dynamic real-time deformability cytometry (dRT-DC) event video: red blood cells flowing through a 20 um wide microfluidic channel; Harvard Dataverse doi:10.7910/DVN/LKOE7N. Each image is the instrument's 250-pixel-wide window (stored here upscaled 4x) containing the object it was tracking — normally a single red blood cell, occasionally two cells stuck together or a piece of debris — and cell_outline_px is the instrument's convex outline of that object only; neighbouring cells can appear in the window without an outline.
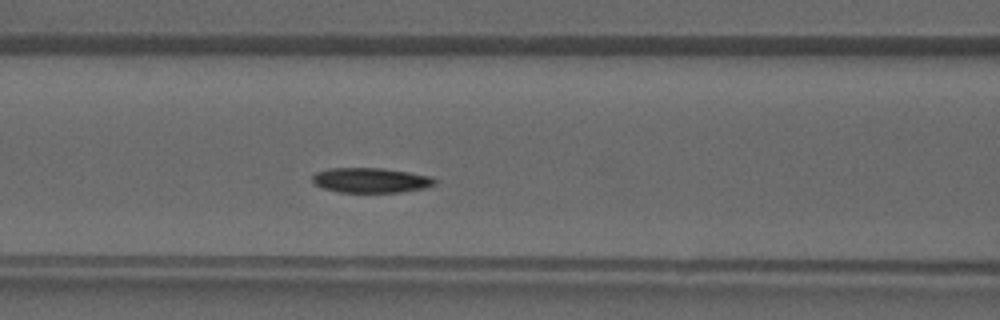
{"species": "common noctule bat (a hibernating species)", "species_latin": "Nyctalus noctula", "temperature_condition": "warm", "stored_images_in_passage": 36, "camera_frame_rate_fps": 3000, "um_per_image_px": 0.085, "animal": {"sex": "male", "forearm_length_mm": 52.5}, "frame": {"image": 1, "passage_image": 12, "time_ms": 3.667, "image_size_px": [1000, 320], "cell_outline_px": [[440, 180], [436, 184], [424, 188], [400, 192], [340, 192], [324, 188], [316, 184], [312, 180], [312, 176], [316, 172], [328, 168], [384, 168], [432, 176]], "centroid_in_image_um": [31.57, 15.31], "position_along_channel_um": 135.0, "area_um2": 17.86}}
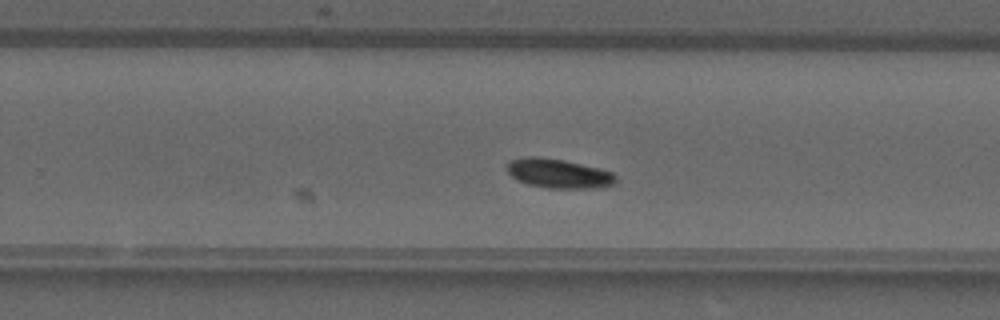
{"frame": {"image": 2, "passage_image": 21, "time_ms": 6.667, "image_size_px": [1000, 320], "cell_outline_px": [[616, 184], [600, 188], [548, 188], [528, 184], [516, 180], [508, 172], [508, 164], [512, 160], [524, 156], [536, 156], [564, 160], [600, 168], [612, 172], [616, 176]], "centroid_in_image_um": [47.52, 14.75], "position_along_channel_um": 282.3, "area_um2": 18.67}}
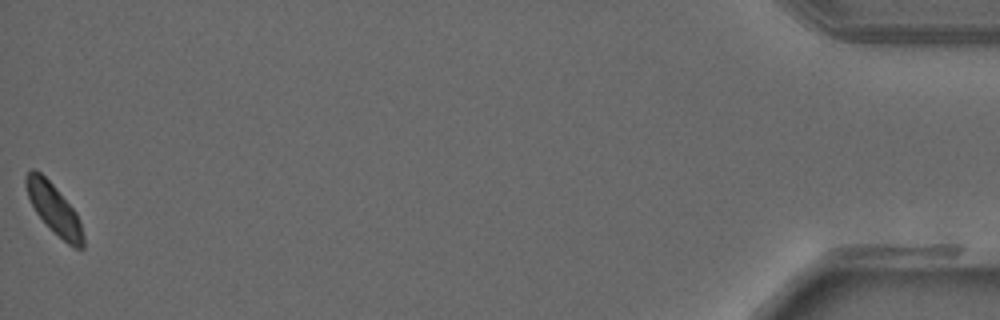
{"frame": {"image": 3, "passage_image": 36, "time_ms": 11.667, "image_size_px": [1000, 320], "cell_outline_px": [[84, 248], [76, 248], [68, 244], [36, 212], [28, 196], [24, 184], [24, 176], [32, 168], [40, 172], [52, 184], [76, 212], [84, 236]], "centroid_in_image_um": [4.58, 17.72], "position_along_channel_um": 430.6, "area_um2": 16.07}}